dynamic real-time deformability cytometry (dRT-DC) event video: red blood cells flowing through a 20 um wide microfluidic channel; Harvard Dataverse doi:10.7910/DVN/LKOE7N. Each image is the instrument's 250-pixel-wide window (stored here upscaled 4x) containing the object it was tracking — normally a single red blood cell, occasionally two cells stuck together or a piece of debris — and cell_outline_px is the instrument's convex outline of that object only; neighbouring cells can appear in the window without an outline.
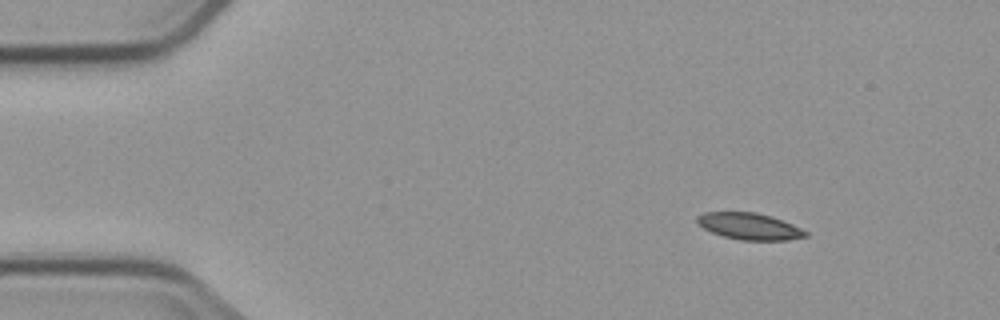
{"species": "common noctule bat (a hibernating species)", "species_latin": "Nyctalus noctula", "temperature_condition": "cold", "stored_images_in_passage": 7, "camera_frame_rate_fps": 3000, "um_per_image_px": 0.085, "animal": {"sex": "male", "body_mass_g": 23.1, "forearm_length_mm": 52.7}, "frame": {"image": 1, "passage_image": 2, "time_ms": 1.0, "image_size_px": [1000, 320], "cell_outline_px": [[808, 236], [788, 240], [740, 240], [724, 236], [712, 232], [704, 228], [696, 220], [696, 216], [704, 212], [756, 212], [772, 216], [792, 224], [808, 232]], "centroid_in_image_um": [63.71, 19.23], "position_along_channel_um": 21.3, "area_um2": 16.76}}
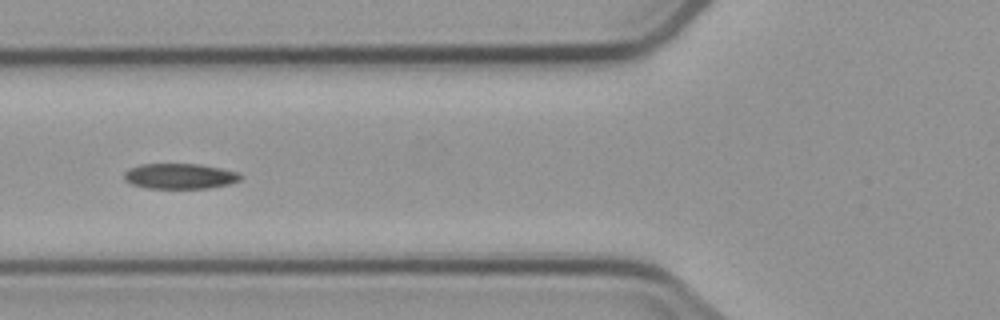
{"frame": {"image": 2, "passage_image": 6, "time_ms": 5.667, "image_size_px": [1000, 320], "cell_outline_px": [[244, 176], [240, 180], [228, 184], [208, 188], [148, 188], [132, 184], [124, 180], [124, 172], [140, 164], [200, 164], [220, 168], [236, 172]], "centroid_in_image_um": [15.29, 14.97], "position_along_channel_um": 110.5, "area_um2": 17.11}}
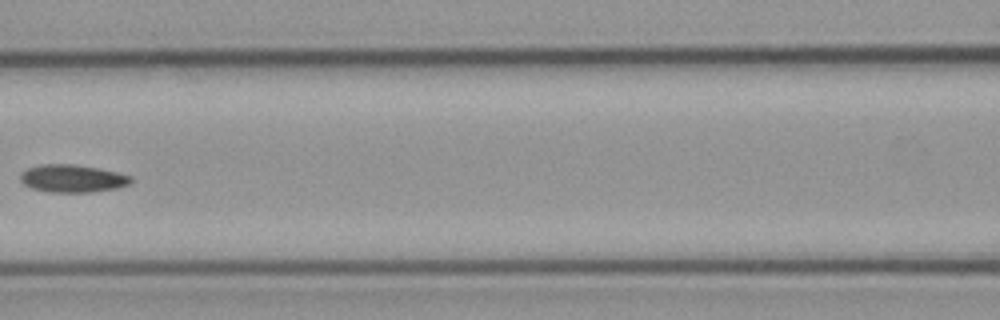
{"frame": {"image": 3, "passage_image": 7, "time_ms": 7.0, "image_size_px": [1000, 320], "cell_outline_px": [[132, 180], [128, 184], [116, 188], [92, 192], [48, 192], [32, 188], [24, 184], [20, 180], [20, 176], [28, 168], [40, 164], [72, 164], [96, 168], [116, 172], [132, 176]], "centroid_in_image_um": [6.15, 15.17], "position_along_channel_um": 160.5, "area_um2": 17.63}}